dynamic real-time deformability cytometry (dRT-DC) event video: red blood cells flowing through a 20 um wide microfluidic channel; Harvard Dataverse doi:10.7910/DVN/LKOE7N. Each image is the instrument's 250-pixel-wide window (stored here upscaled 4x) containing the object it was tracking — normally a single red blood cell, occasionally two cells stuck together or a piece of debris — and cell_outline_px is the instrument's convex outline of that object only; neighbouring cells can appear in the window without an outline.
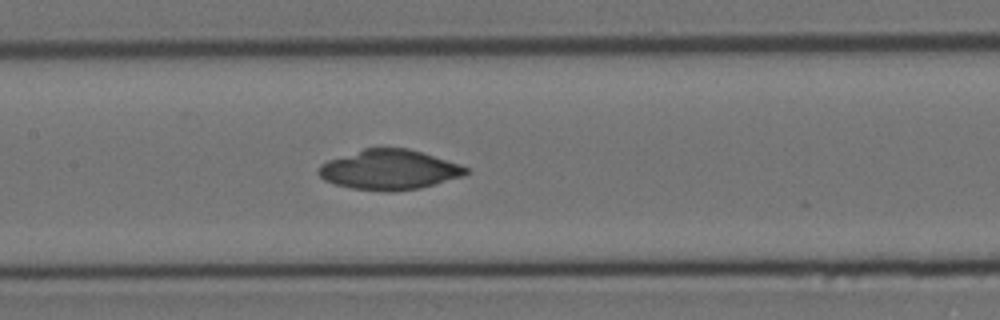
{"species": "Egyptian fruit bat (a non-hibernating species)", "species_latin": "Rousettus aegyptiacus", "temperature_condition": "cold", "stored_images_in_passage": 57, "camera_frame_rate_fps": 3000, "um_per_image_px": 0.085, "animal": {"sex": "female"}, "frame": {"image": 1, "passage_image": 27, "time_ms": 8.667, "image_size_px": [1000, 320], "cell_outline_px": [[468, 172], [464, 176], [420, 188], [392, 192], [388, 192], [352, 188], [336, 184], [324, 180], [316, 172], [320, 164], [328, 160], [364, 148], [408, 148], [460, 164], [468, 168]], "centroid_in_image_um": [33.08, 14.43], "position_along_channel_um": 174.3, "area_um2": 34.22}}
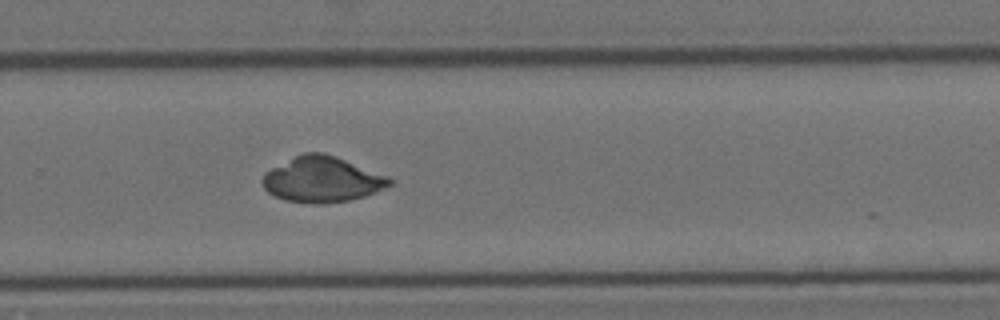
{"frame": {"image": 2, "passage_image": 38, "time_ms": 12.333, "image_size_px": [1000, 320], "cell_outline_px": [[396, 180], [392, 184], [384, 188], [364, 196], [348, 200], [324, 204], [312, 204], [284, 200], [268, 192], [264, 188], [260, 180], [264, 172], [304, 152], [324, 152], [336, 156], [388, 176]], "centroid_in_image_um": [27.38, 15.26], "position_along_channel_um": 302.4, "area_um2": 33.81}}
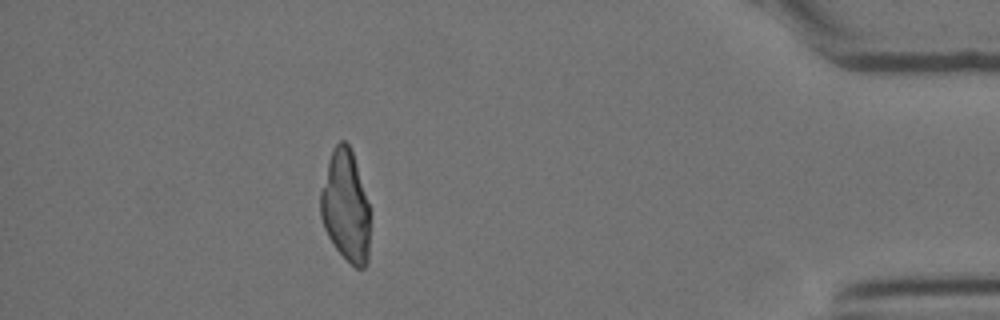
{"frame": {"image": 3, "passage_image": 51, "time_ms": 16.667, "image_size_px": [1000, 320], "cell_outline_px": [[368, 264], [364, 268], [356, 268], [332, 244], [324, 228], [320, 216], [320, 192], [328, 160], [332, 148], [340, 140], [344, 140], [348, 144], [352, 152], [356, 164], [368, 204]], "centroid_in_image_um": [29.34, 17.52], "position_along_channel_um": 405.9, "area_um2": 31.73}}